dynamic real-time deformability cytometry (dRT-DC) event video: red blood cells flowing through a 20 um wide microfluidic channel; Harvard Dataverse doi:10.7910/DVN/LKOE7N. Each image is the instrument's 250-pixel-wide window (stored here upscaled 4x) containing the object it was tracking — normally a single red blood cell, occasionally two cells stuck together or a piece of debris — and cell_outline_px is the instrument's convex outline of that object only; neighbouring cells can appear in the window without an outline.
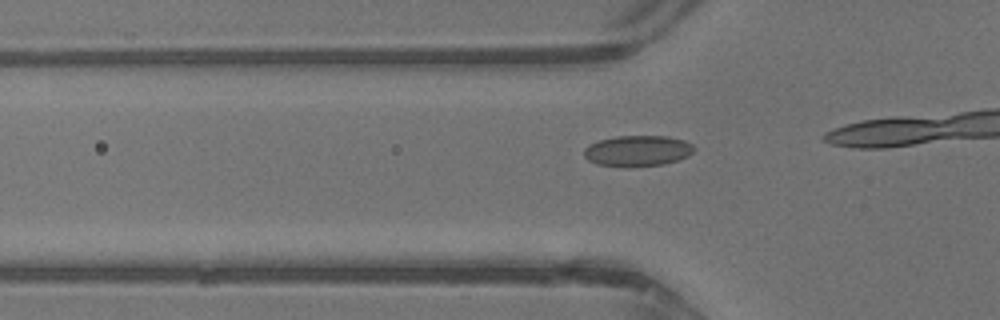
{"species": "common noctule bat (a hibernating species)", "species_latin": "Nyctalus noctula", "temperature_condition": "warm", "stored_images_in_passage": 8, "camera_frame_rate_fps": 3000, "um_per_image_px": 0.085, "animal": {"sex": "male", "body_mass_g": 13.3}, "frame": {"image": 1, "passage_image": 4, "time_ms": 1.0, "image_size_px": [1000, 320], "cell_outline_px": [[696, 148], [688, 156], [664, 164], [632, 168], [624, 168], [596, 164], [588, 160], [584, 156], [584, 148], [588, 144], [600, 140], [616, 136], [668, 136], [684, 140], [692, 144]], "centroid_in_image_um": [54.17, 12.84], "position_along_channel_um": 71.6, "area_um2": 20.17}}
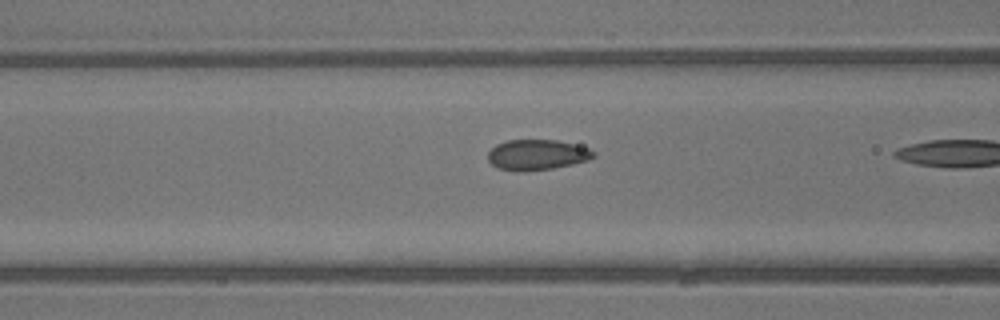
{"frame": {"image": 2, "passage_image": 7, "time_ms": 2.0, "image_size_px": [1000, 320], "cell_outline_px": [[596, 156], [588, 160], [572, 164], [552, 168], [524, 172], [520, 172], [496, 168], [488, 160], [488, 152], [496, 144], [508, 140], [556, 140], [588, 148], [596, 152]], "centroid_in_image_um": [45.63, 13.17], "position_along_channel_um": 121.0, "area_um2": 18.79}}